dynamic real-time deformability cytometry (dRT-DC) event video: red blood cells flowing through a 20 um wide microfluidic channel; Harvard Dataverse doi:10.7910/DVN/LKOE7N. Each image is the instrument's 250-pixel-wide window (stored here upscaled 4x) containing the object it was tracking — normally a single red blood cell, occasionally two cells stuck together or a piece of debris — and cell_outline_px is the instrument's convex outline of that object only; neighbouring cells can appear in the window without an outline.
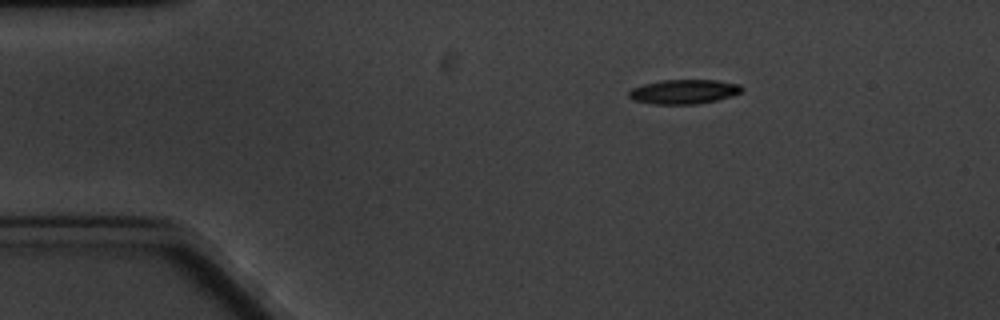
{"species": "common noctule bat (a hibernating species)", "species_latin": "Nyctalus noctula", "temperature_condition": "cold", "stored_images_in_passage": 3, "camera_frame_rate_fps": 3000, "um_per_image_px": 0.085, "animal": {"sex": "male", "body_mass_g": 20.1, "forearm_length_mm": 53.5}, "frame": {"image": 1, "passage_image": 1, "time_ms": 0.0, "image_size_px": [1000, 320], "cell_outline_px": [[744, 88], [740, 92], [732, 96], [716, 100], [696, 104], [652, 104], [632, 100], [628, 96], [628, 92], [632, 88], [644, 84], [660, 80], [720, 80], [740, 84]], "centroid_in_image_um": [58.12, 7.79], "position_along_channel_um": 26.9, "area_um2": 16.18}}